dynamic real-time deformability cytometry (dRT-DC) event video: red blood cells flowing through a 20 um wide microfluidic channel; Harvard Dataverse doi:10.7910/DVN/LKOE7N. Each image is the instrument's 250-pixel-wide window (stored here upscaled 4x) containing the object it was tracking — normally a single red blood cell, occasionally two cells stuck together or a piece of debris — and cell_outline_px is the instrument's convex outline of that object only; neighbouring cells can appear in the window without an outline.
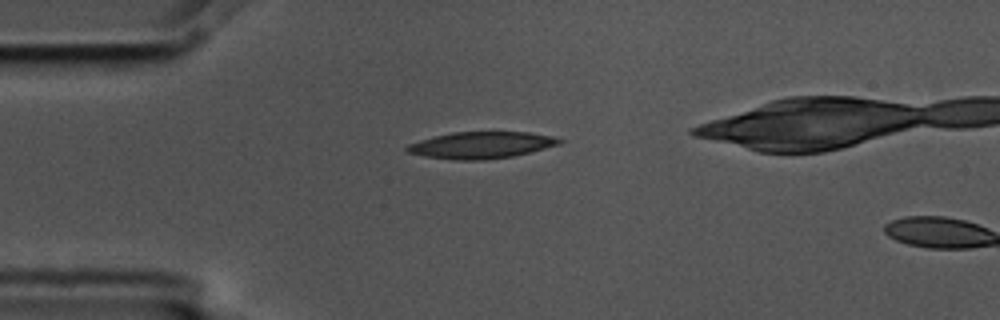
{"species": "common noctule bat (a hibernating species)", "species_latin": "Nyctalus noctula", "temperature_condition": "cold", "stored_images_in_passage": 2, "camera_frame_rate_fps": 3000, "um_per_image_px": 0.085, "animal": {"sex": "male", "body_mass_g": 17.5, "forearm_length_mm": 52.3}, "frame": {"image": 1, "passage_image": 1, "time_ms": 0.0, "image_size_px": [1000, 320], "cell_outline_px": [[564, 140], [560, 144], [512, 156], [484, 160], [452, 160], [424, 156], [404, 152], [404, 148], [408, 144], [420, 140], [452, 132], [528, 132], [552, 136]], "centroid_in_image_um": [40.85, 12.34], "position_along_channel_um": 44.2, "area_um2": 23.64}}